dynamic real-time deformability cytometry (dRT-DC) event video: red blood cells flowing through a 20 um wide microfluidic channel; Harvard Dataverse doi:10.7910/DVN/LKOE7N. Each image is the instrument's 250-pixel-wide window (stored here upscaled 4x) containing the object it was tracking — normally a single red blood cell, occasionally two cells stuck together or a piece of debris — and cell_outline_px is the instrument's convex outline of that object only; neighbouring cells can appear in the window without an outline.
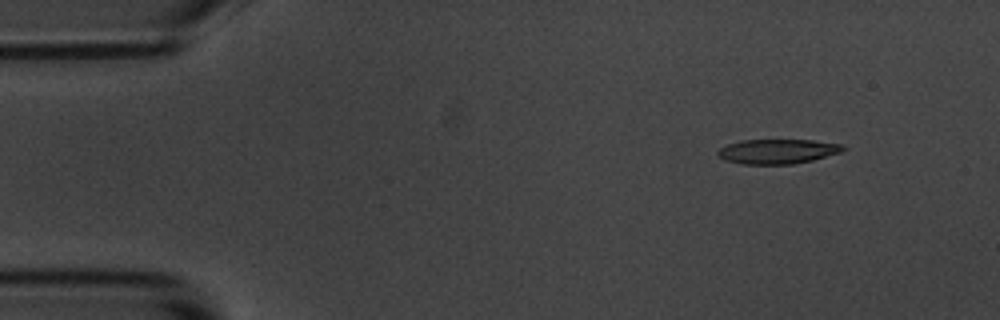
{"species": "common noctule bat (a hibernating species)", "species_latin": "Nyctalus noctula", "temperature_condition": "room temperature", "stored_images_in_passage": 4, "camera_frame_rate_fps": 3000, "um_per_image_px": 0.085, "animal": {"sex": "male", "body_mass_g": 20.1, "forearm_length_mm": 53.5}, "frame": {"image": 1, "passage_image": 1, "time_ms": 0.0, "image_size_px": [1000, 320], "cell_outline_px": [[848, 148], [840, 152], [812, 160], [792, 164], [740, 164], [728, 160], [720, 156], [716, 152], [720, 148], [728, 144], [740, 140], [812, 140], [840, 144]], "centroid_in_image_um": [66.1, 12.86], "position_along_channel_um": 18.9, "area_um2": 17.8}}
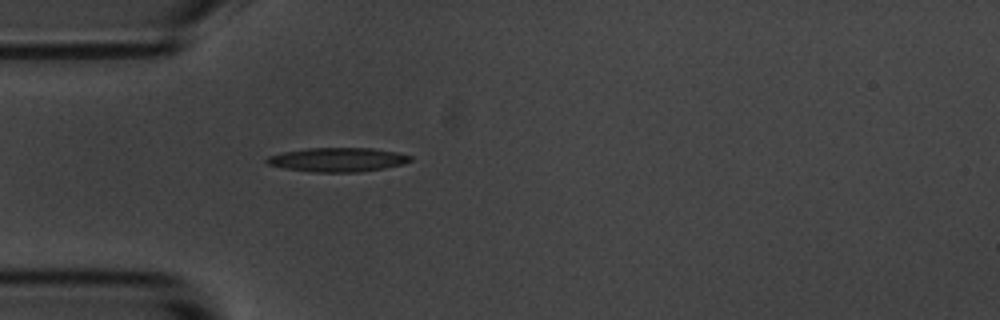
{"frame": {"image": 2, "passage_image": 4, "time_ms": 3.333, "image_size_px": [1000, 320], "cell_outline_px": [[412, 160], [404, 164], [384, 168], [356, 172], [316, 172], [284, 168], [268, 164], [264, 160], [268, 156], [284, 152], [308, 148], [372, 148], [396, 152], [412, 156]], "centroid_in_image_um": [28.71, 13.57], "position_along_channel_um": 56.3, "area_um2": 20.0}}